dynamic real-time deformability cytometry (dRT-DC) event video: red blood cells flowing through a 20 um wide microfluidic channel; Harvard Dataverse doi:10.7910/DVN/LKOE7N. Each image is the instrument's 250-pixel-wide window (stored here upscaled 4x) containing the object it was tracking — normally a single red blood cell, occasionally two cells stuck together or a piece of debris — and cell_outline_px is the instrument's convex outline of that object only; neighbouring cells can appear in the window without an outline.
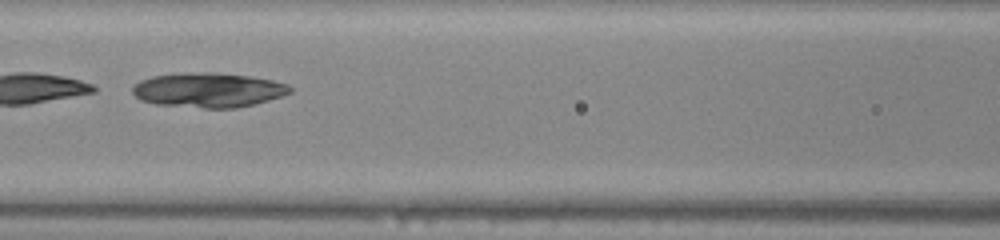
{"species": "common noctule bat (a hibernating species)", "species_latin": "Nyctalus noctula", "temperature_condition": "warm", "stored_images_in_passage": 47, "camera_frame_rate_fps": 3000, "um_per_image_px": 0.085, "animal": {"sex": "male", "body_mass_g": 20.0, "forearm_length_mm": 53.3}, "frame": {"image": 1, "passage_image": 20, "time_ms": 6.333, "image_size_px": [1000, 240], "cell_outline_px": [[292, 92], [268, 100], [236, 108], [204, 108], [156, 104], [140, 100], [132, 92], [132, 88], [140, 80], [152, 76], [180, 72], [212, 72], [248, 76], [272, 80], [288, 84], [292, 88]], "centroid_in_image_um": [17.68, 7.64], "position_along_channel_um": 148.9, "area_um2": 31.79}}
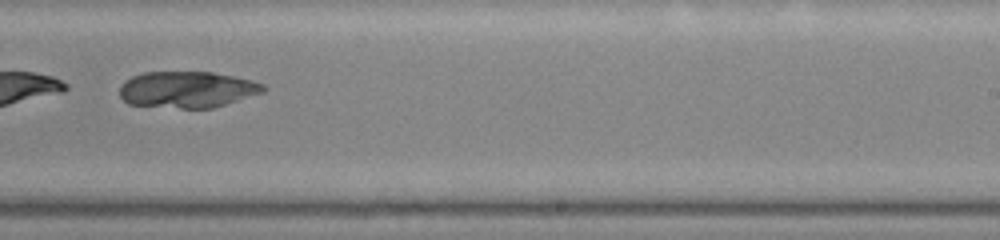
{"frame": {"image": 2, "passage_image": 29, "time_ms": 9.333, "image_size_px": [1000, 240], "cell_outline_px": [[268, 88], [264, 92], [212, 108], [180, 108], [128, 104], [120, 96], [120, 84], [124, 80], [132, 76], [144, 72], [212, 72], [252, 80], [264, 84]], "centroid_in_image_um": [15.91, 7.6], "position_along_channel_um": 273.1, "area_um2": 30.52}}
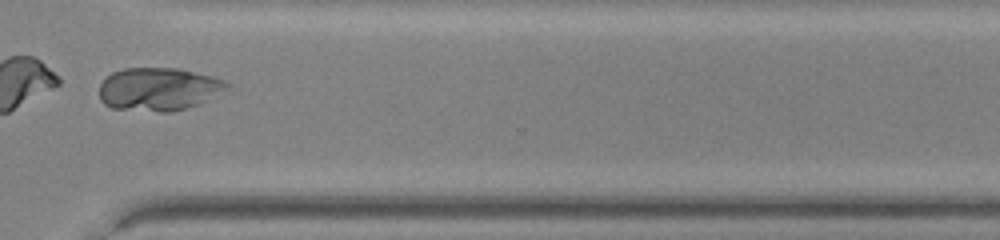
{"frame": {"image": 3, "passage_image": 35, "time_ms": 11.333, "image_size_px": [1000, 240], "cell_outline_px": [[232, 84], [204, 100], [196, 104], [172, 112], [160, 112], [112, 108], [104, 104], [100, 100], [100, 84], [112, 72], [124, 68], [176, 68], [224, 80]], "centroid_in_image_um": [13.4, 7.57], "position_along_channel_um": 357.2, "area_um2": 31.39}}